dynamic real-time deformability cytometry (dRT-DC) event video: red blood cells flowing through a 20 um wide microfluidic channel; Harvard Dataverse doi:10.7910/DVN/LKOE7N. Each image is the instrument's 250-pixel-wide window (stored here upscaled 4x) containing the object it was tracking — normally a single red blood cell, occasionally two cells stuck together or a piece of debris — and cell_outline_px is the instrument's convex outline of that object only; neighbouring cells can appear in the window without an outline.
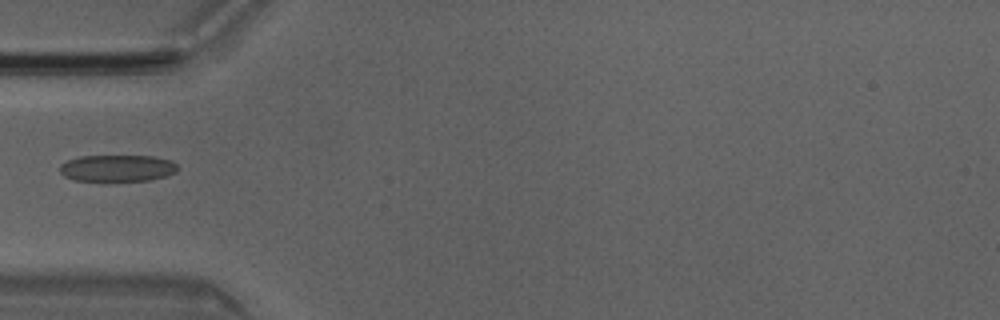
{"species": "Egyptian fruit bat (a non-hibernating species)", "species_latin": "Rousettus aegyptiacus", "temperature_condition": "room temperature", "stored_images_in_passage": 6, "camera_frame_rate_fps": 3000, "um_per_image_px": 0.085, "animal": {"sex": "male"}, "frame": {"image": 1, "passage_image": 4, "time_ms": 1.0, "image_size_px": [1000, 320], "cell_outline_px": [[180, 168], [176, 172], [152, 180], [100, 184], [76, 180], [64, 176], [60, 172], [60, 164], [68, 160], [80, 156], [156, 156], [172, 160]], "centroid_in_image_um": [9.97, 14.34], "position_along_channel_um": 75.0, "area_um2": 19.36}}